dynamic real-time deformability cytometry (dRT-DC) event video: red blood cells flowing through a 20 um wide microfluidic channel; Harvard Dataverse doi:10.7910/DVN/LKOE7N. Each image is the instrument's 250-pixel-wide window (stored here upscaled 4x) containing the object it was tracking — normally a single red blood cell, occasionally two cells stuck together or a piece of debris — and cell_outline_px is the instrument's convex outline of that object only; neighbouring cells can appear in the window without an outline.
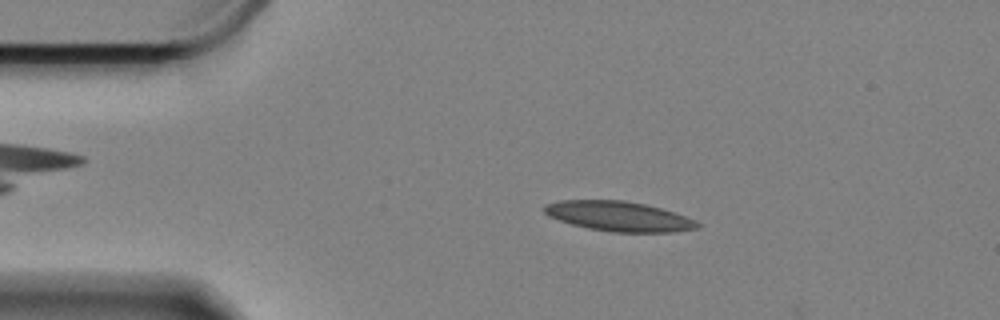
{"species": "Egyptian fruit bat (a non-hibernating species)", "species_latin": "Rousettus aegyptiacus", "temperature_condition": "cold", "stored_images_in_passage": 60, "camera_frame_rate_fps": 3000, "um_per_image_px": 0.085, "animal": {"sex": "female"}, "frame": {"image": 1, "passage_image": 10, "time_ms": 3.0, "image_size_px": [1000, 320], "cell_outline_px": [[700, 224], [696, 228], [672, 232], [612, 232], [588, 228], [572, 224], [548, 216], [544, 212], [544, 204], [560, 200], [624, 200], [644, 204], [660, 208], [696, 220]], "centroid_in_image_um": [52.56, 18.38], "position_along_channel_um": 32.4, "area_um2": 26.41}}
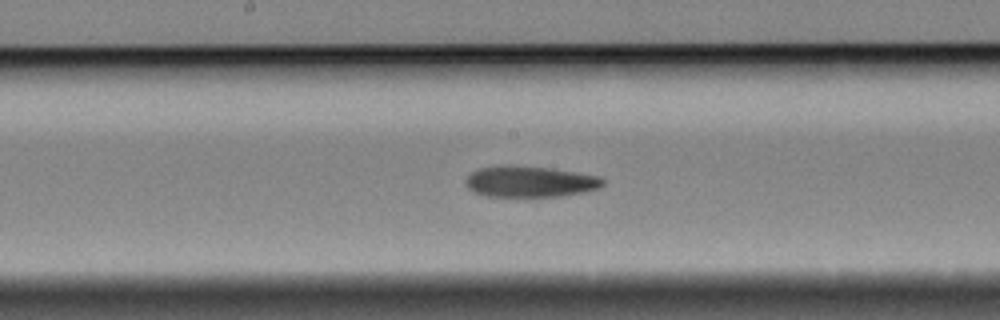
{"frame": {"image": 2, "passage_image": 29, "time_ms": 9.333, "image_size_px": [1000, 320], "cell_outline_px": [[604, 184], [596, 188], [584, 192], [564, 196], [484, 196], [472, 192], [464, 184], [464, 180], [472, 172], [480, 168], [504, 164], [548, 168], [600, 176], [604, 180]], "centroid_in_image_um": [44.99, 15.43], "position_along_channel_um": 203.2, "area_um2": 24.91}}
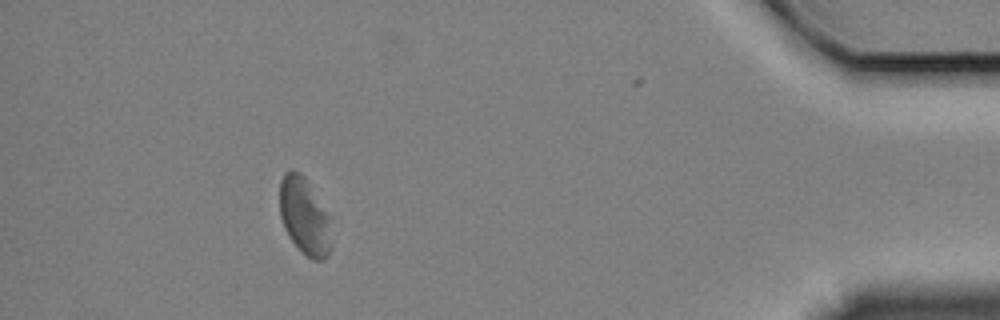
{"frame": {"image": 3, "passage_image": 53, "time_ms": 17.333, "image_size_px": [1000, 320], "cell_outline_px": [[332, 248], [328, 256], [324, 260], [312, 260], [288, 236], [284, 228], [280, 216], [280, 180], [292, 168], [300, 172], [304, 176], [328, 216], [332, 244]], "centroid_in_image_um": [25.88, 18.4], "position_along_channel_um": 409.3, "area_um2": 22.83}, "authors_computed_cell_mechanics": {"area_um2": 25.8944, "velocity_mm_per_s": 3.281, "shape_relaxation_time_tau1_ms": null, "shape_relaxation_time_tau2_ms": 7.9785, "deformation_change_tau1": null, "deformation_change_tau2": 0.1236}}